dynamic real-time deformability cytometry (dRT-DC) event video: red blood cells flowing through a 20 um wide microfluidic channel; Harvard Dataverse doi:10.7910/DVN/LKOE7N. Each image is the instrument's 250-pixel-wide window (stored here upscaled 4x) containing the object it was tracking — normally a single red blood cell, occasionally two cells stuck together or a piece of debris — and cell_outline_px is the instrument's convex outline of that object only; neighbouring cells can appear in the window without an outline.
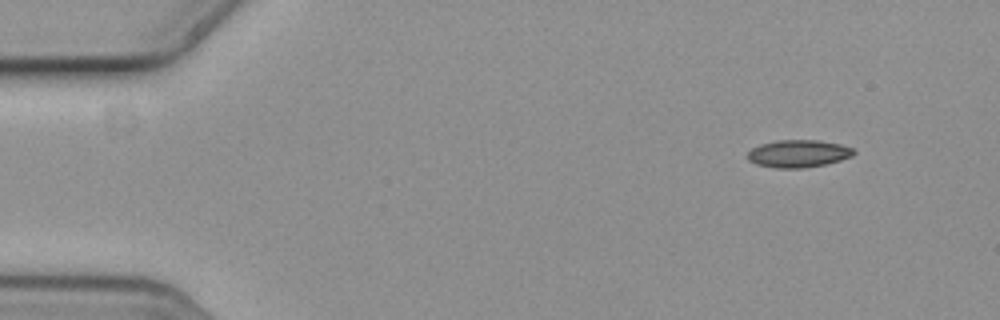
{"species": "common noctule bat (a hibernating species)", "species_latin": "Nyctalus noctula", "temperature_condition": "cold", "stored_images_in_passage": 3, "camera_frame_rate_fps": 3000, "um_per_image_px": 0.085, "animal": {"sex": "female", "body_mass_g": 19.3, "forearm_length_mm": 54.1}, "frame": {"image": 1, "passage_image": 1, "time_ms": 0.0, "image_size_px": [1000, 320], "cell_outline_px": [[856, 152], [852, 156], [840, 160], [824, 164], [804, 168], [776, 168], [756, 164], [748, 160], [748, 152], [752, 148], [760, 144], [776, 140], [816, 140], [840, 144], [852, 148]], "centroid_in_image_um": [67.84, 13.05], "position_along_channel_um": 17.2, "area_um2": 16.94}}